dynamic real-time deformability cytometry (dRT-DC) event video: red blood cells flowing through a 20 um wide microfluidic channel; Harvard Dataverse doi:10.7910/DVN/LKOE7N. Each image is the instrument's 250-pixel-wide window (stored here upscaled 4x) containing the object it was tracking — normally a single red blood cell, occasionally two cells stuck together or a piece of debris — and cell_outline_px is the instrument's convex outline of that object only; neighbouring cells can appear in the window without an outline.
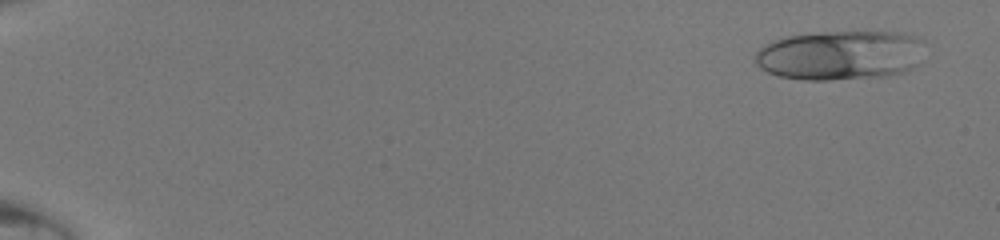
{"species": "human", "species_latin": "Homo sapiens", "temperature_condition": "room temperature", "stored_images_in_passage": 48, "camera_frame_rate_fps": 3000, "um_per_image_px": 0.085, "donor": {"sex": "male"}, "frame": {"image": 1, "passage_image": 3, "time_ms": 0.667, "image_size_px": [1000, 240], "cell_outline_px": [[924, 40], [920, 64], [904, 72], [888, 76], [828, 80], [804, 80], [780, 76], [768, 72], [760, 68], [756, 64], [756, 52], [764, 44], [780, 36], [820, 32], [900, 32], [916, 36]], "centroid_in_image_um": [71.43, 4.68], "position_along_channel_um": 13.6, "area_um2": 49.65}}
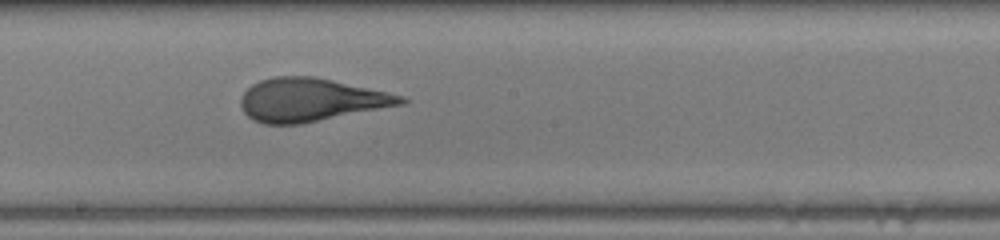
{"frame": {"image": 2, "passage_image": 29, "time_ms": 9.333, "image_size_px": [1000, 240], "cell_outline_px": [[408, 100], [404, 104], [300, 124], [264, 124], [252, 120], [244, 112], [240, 104], [240, 96], [252, 84], [260, 80], [276, 76], [316, 76], [388, 92], [404, 96]], "centroid_in_image_um": [26.39, 8.48], "position_along_channel_um": 221.8, "area_um2": 40.34}}
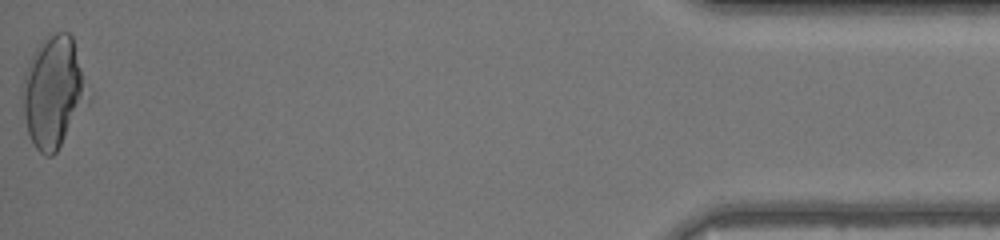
{"frame": {"image": 3, "passage_image": 48, "time_ms": 15.667, "image_size_px": [1000, 240], "cell_outline_px": [[92, 100], [56, 152], [52, 156], [44, 156], [36, 148], [28, 132], [24, 116], [20, 92], [20, 88], [24, 72], [36, 48], [48, 32], [68, 32], [72, 36], [92, 96]], "centroid_in_image_um": [4.58, 7.81], "position_along_channel_um": 430.6, "area_um2": 43.58}}